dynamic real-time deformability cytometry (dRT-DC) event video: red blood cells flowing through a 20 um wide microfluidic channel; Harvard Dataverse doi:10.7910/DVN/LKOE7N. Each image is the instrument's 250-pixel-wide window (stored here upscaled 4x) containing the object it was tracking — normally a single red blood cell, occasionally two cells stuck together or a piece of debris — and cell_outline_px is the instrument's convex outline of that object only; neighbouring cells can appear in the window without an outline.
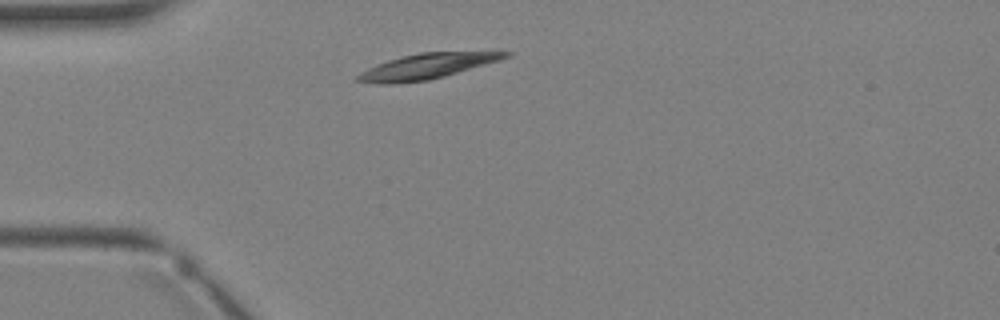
{"species": "Egyptian fruit bat (a non-hibernating species)", "species_latin": "Rousettus aegyptiacus", "temperature_condition": "warm", "stored_images_in_passage": 1, "camera_frame_rate_fps": 3000, "um_per_image_px": 0.085, "animal": {"sex": "female"}, "frame": {"image": 1, "passage_image": 1, "time_ms": 0.0, "image_size_px": [1000, 320], "cell_outline_px": [[512, 56], [500, 60], [444, 76], [428, 80], [396, 84], [376, 84], [352, 80], [356, 76], [368, 68], [388, 60], [420, 52], [512, 52]], "centroid_in_image_um": [36.24, 5.65], "position_along_channel_um": 48.8, "area_um2": 21.62}}